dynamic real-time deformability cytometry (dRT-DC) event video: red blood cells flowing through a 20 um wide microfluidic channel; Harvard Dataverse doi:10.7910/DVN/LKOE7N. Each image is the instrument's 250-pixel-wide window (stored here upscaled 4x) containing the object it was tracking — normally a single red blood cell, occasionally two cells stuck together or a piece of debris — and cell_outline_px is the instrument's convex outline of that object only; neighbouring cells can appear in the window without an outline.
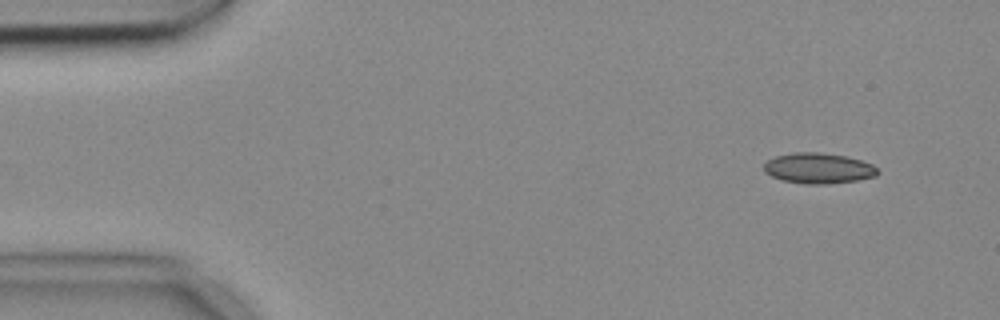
{"species": "common noctule bat (a hibernating species)", "species_latin": "Nyctalus noctula", "temperature_condition": "cold", "stored_images_in_passage": 5, "camera_frame_rate_fps": 3000, "um_per_image_px": 0.085, "animal": {"sex": "female", "body_mass_g": 18.4}, "frame": {"image": 1, "passage_image": 2, "time_ms": 0.333, "image_size_px": [1000, 320], "cell_outline_px": [[880, 172], [876, 176], [856, 180], [828, 184], [804, 184], [784, 180], [772, 176], [764, 172], [764, 164], [768, 160], [776, 156], [792, 152], [816, 152], [844, 156], [860, 160], [872, 164]], "centroid_in_image_um": [69.56, 14.3], "position_along_channel_um": 15.4, "area_um2": 20.11}}
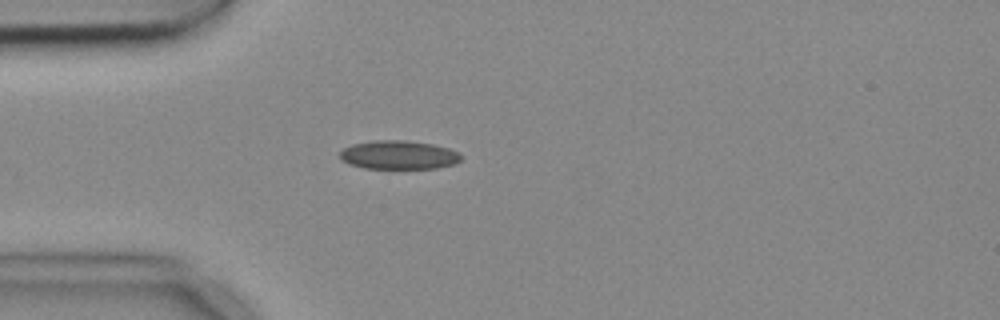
{"frame": {"image": 2, "passage_image": 5, "time_ms": 1.333, "image_size_px": [1000, 320], "cell_outline_px": [[460, 160], [452, 164], [436, 168], [364, 168], [348, 164], [340, 160], [340, 152], [344, 148], [352, 144], [372, 140], [404, 140], [432, 144], [448, 148], [456, 152], [460, 156]], "centroid_in_image_um": [33.81, 13.16], "position_along_channel_um": 51.2, "area_um2": 20.11}}